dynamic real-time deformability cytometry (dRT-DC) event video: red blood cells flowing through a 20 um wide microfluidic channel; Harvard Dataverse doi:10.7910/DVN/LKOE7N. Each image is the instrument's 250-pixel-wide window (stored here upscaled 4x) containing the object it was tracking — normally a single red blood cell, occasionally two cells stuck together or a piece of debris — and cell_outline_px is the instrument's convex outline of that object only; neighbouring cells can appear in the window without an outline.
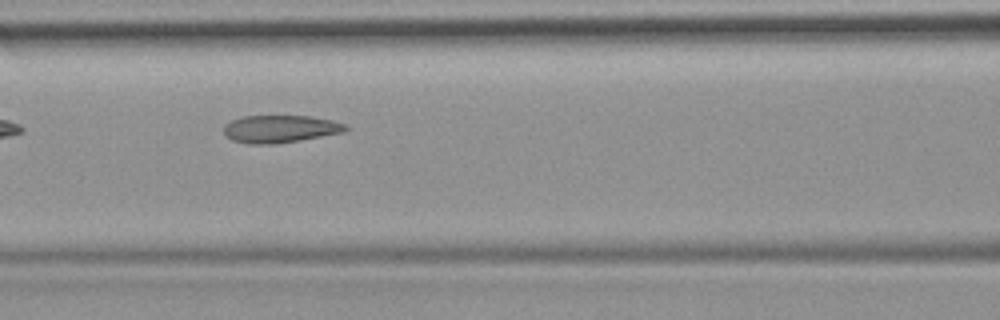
{"species": "common noctule bat (a hibernating species)", "species_latin": "Nyctalus noctula", "temperature_condition": "room temperature", "stored_images_in_passage": 8, "camera_frame_rate_fps": 3000, "um_per_image_px": 0.085, "animal": {"sex": "female", "body_mass_g": 19.9}, "frame": {"image": 1, "passage_image": 6, "time_ms": 5.667, "image_size_px": [1000, 320], "cell_outline_px": [[348, 128], [344, 132], [300, 140], [276, 144], [248, 144], [232, 140], [224, 136], [224, 124], [240, 116], [308, 116], [332, 120], [348, 124]], "centroid_in_image_um": [23.79, 10.96], "position_along_channel_um": 142.8, "area_um2": 19.71}}
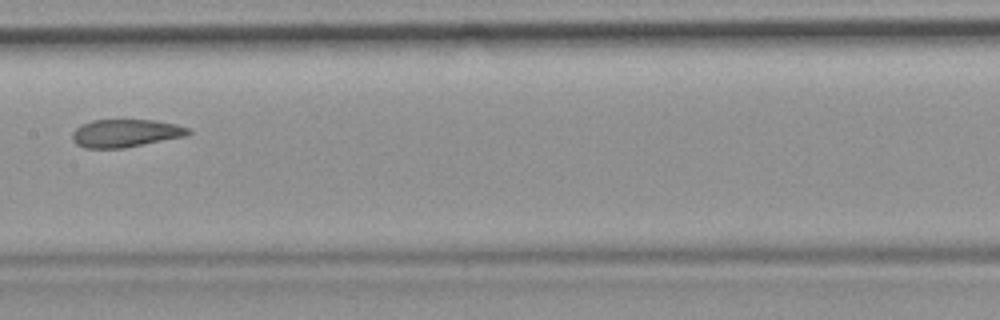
{"frame": {"image": 2, "passage_image": 7, "time_ms": 7.0, "image_size_px": [1000, 320], "cell_outline_px": [[192, 132], [184, 136], [124, 148], [84, 148], [76, 144], [72, 140], [72, 132], [80, 124], [92, 120], [156, 120], [176, 124], [188, 128]], "centroid_in_image_um": [10.63, 11.32], "position_along_channel_um": 196.8, "area_um2": 18.84}}